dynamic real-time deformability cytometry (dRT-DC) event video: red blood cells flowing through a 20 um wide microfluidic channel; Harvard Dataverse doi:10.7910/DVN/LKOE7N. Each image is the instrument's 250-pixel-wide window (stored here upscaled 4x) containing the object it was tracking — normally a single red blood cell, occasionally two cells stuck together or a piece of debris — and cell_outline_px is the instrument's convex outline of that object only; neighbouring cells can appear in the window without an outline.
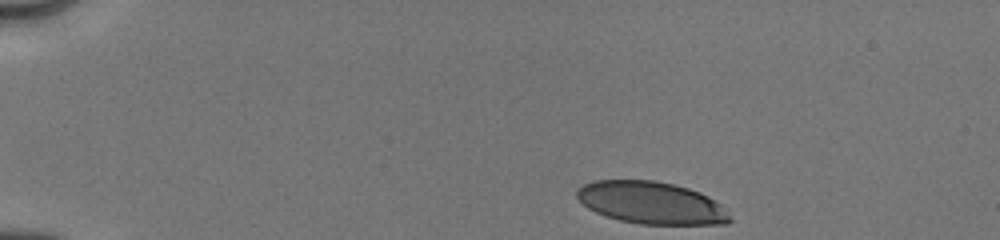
{"species": "human", "species_latin": "Homo sapiens", "temperature_condition": "cold", "stored_images_in_passage": 8, "camera_frame_rate_fps": 3000, "um_per_image_px": 0.085, "donor": {"sex": "male"}, "frame": {"image": 1, "passage_image": 1, "time_ms": 0.0, "image_size_px": [1000, 240], "cell_outline_px": [[732, 220], [728, 224], [640, 224], [620, 220], [596, 212], [588, 208], [576, 196], [576, 188], [584, 184], [596, 180], [652, 180], [672, 184], [688, 188], [700, 192], [708, 196], [720, 204]], "centroid_in_image_um": [55.35, 17.23], "position_along_channel_um": 29.7, "area_um2": 37.45}}
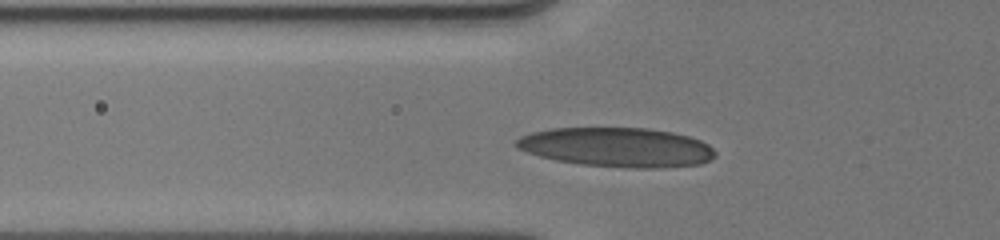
{"frame": {"image": 2, "passage_image": 6, "time_ms": 3.333, "image_size_px": [1000, 240], "cell_outline_px": [[716, 156], [712, 160], [700, 164], [664, 168], [628, 168], [580, 164], [556, 160], [540, 156], [516, 148], [512, 144], [520, 136], [532, 132], [552, 128], [648, 128], [672, 132], [688, 136], [700, 140], [708, 144], [716, 152]], "centroid_in_image_um": [52.46, 12.52], "position_along_channel_um": 73.3, "area_um2": 45.95}}
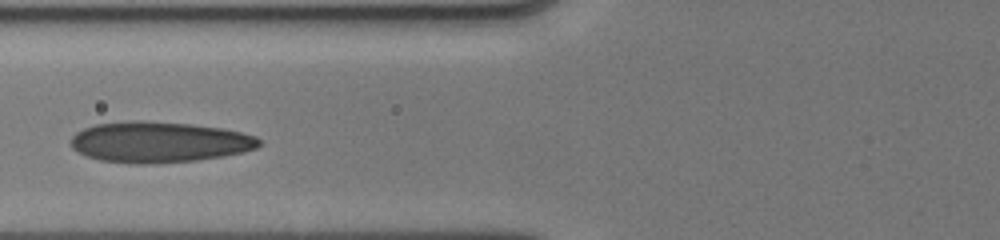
{"frame": {"image": 3, "passage_image": 7, "time_ms": 4.333, "image_size_px": [1000, 240], "cell_outline_px": [[264, 144], [256, 148], [244, 152], [196, 160], [144, 164], [132, 164], [100, 160], [88, 156], [72, 148], [72, 136], [76, 132], [84, 128], [96, 124], [132, 120], [144, 120], [188, 124], [220, 128], [240, 132], [256, 136]], "centroid_in_image_um": [13.53, 12.07], "position_along_channel_um": 112.3, "area_um2": 44.62}}